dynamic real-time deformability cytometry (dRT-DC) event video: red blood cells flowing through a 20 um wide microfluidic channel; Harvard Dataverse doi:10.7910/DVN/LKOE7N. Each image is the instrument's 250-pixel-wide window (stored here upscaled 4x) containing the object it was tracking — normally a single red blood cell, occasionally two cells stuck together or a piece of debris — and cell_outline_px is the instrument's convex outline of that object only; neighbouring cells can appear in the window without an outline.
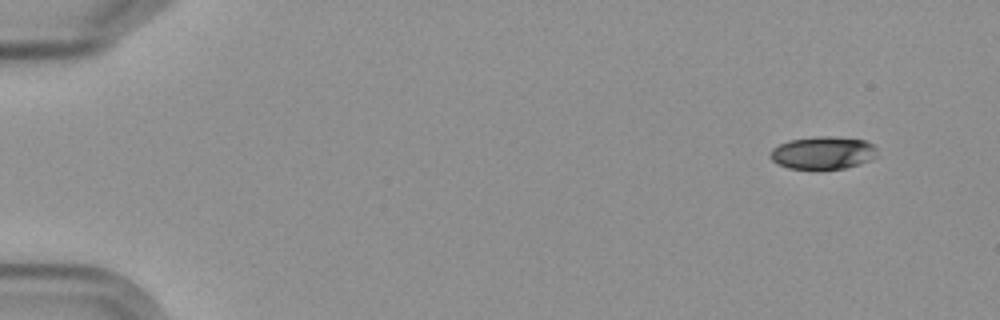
{"species": "Egyptian fruit bat (a non-hibernating species)", "species_latin": "Rousettus aegyptiacus", "temperature_condition": "cold", "stored_images_in_passage": 8, "camera_frame_rate_fps": 3000, "um_per_image_px": 0.085, "frame": {"image": 1, "passage_image": 1, "time_ms": 0.0, "image_size_px": [1000, 320], "cell_outline_px": [[876, 156], [872, 160], [860, 164], [844, 168], [820, 172], [816, 172], [788, 168], [776, 164], [768, 156], [772, 148], [780, 144], [792, 140], [816, 136], [828, 136], [864, 140], [872, 144], [876, 148]], "centroid_in_image_um": [69.91, 13.04], "position_along_channel_um": 15.1, "area_um2": 21.1}}
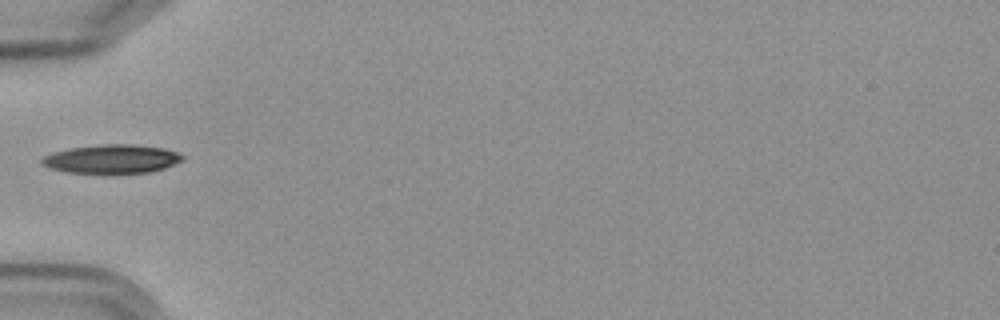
{"frame": {"image": 2, "passage_image": 5, "time_ms": 5.333, "image_size_px": [1000, 320], "cell_outline_px": [[184, 160], [164, 168], [148, 172], [112, 176], [64, 172], [48, 168], [40, 164], [40, 160], [44, 156], [52, 152], [68, 148], [100, 144], [132, 144], [164, 148], [176, 152], [184, 156]], "centroid_in_image_um": [9.44, 13.55], "position_along_channel_um": 75.6, "area_um2": 24.68}}
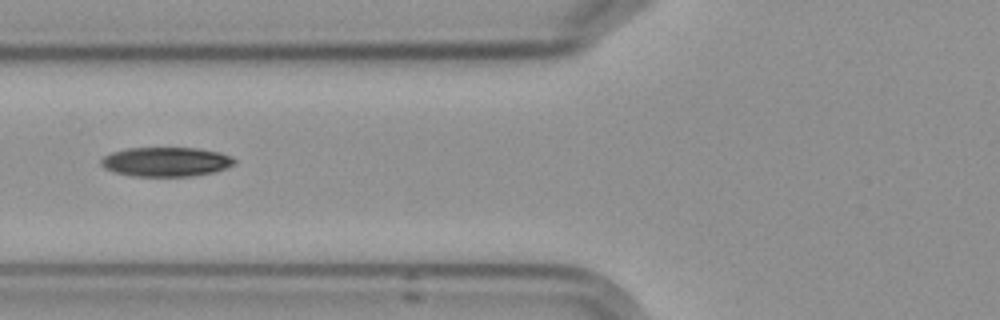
{"frame": {"image": 3, "passage_image": 6, "time_ms": 6.333, "image_size_px": [1000, 320], "cell_outline_px": [[236, 160], [232, 164], [216, 172], [192, 176], [132, 176], [116, 172], [104, 168], [100, 164], [100, 160], [104, 156], [112, 152], [128, 148], [196, 148], [220, 152]], "centroid_in_image_um": [14.08, 13.75], "position_along_channel_um": 111.7, "area_um2": 22.66}}